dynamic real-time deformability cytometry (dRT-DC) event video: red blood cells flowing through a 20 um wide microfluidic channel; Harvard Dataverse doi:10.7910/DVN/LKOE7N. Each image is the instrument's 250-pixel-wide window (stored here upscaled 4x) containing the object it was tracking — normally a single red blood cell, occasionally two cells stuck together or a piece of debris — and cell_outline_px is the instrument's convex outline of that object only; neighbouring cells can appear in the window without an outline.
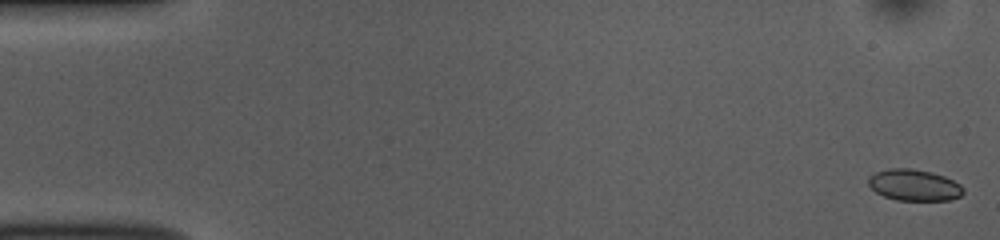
{"species": "common noctule bat (a hibernating species)", "species_latin": "Nyctalus noctula", "temperature_condition": "room temperature", "stored_images_in_passage": 52, "camera_frame_rate_fps": 3000, "um_per_image_px": 0.085, "animal": {"sex": "female", "body_mass_g": 10.0, "forearm_length_mm": 53.1}, "frame": {"image": 1, "passage_image": 1, "time_ms": 0.0, "image_size_px": [1000, 240], "cell_outline_px": [[964, 192], [960, 196], [952, 200], [896, 200], [884, 196], [876, 192], [868, 184], [868, 176], [876, 172], [888, 168], [912, 168], [932, 172], [944, 176], [960, 184], [964, 188]], "centroid_in_image_um": [77.7, 15.72], "position_along_channel_um": 7.3, "area_um2": 17.46}}
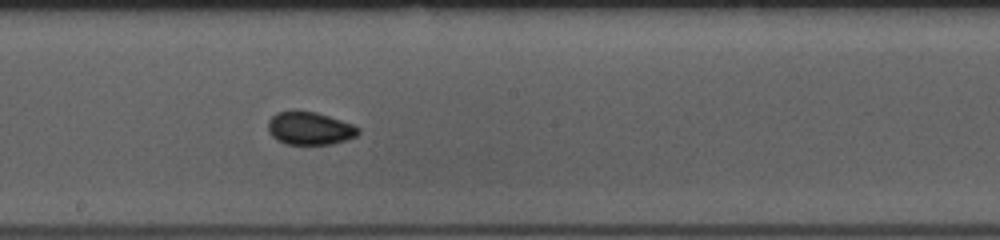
{"frame": {"image": 2, "passage_image": 29, "time_ms": 9.333, "image_size_px": [1000, 240], "cell_outline_px": [[360, 132], [356, 136], [348, 140], [332, 144], [284, 144], [272, 136], [268, 132], [268, 120], [276, 112], [316, 112], [352, 124], [360, 128]], "centroid_in_image_um": [26.34, 10.93], "position_along_channel_um": 221.9, "area_um2": 17.17}}
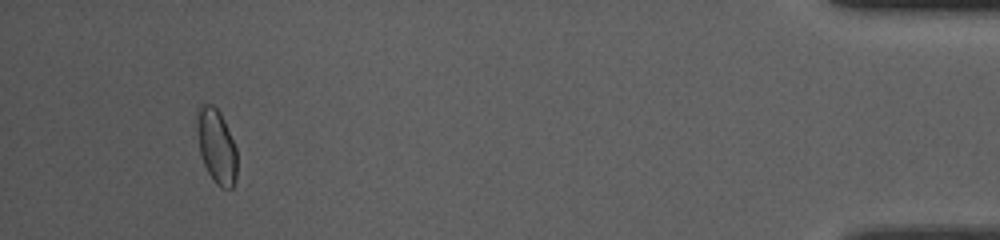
{"frame": {"image": 3, "passage_image": 50, "time_ms": 16.333, "image_size_px": [1000, 240], "cell_outline_px": [[236, 180], [232, 188], [220, 188], [212, 180], [204, 164], [200, 152], [196, 120], [196, 108], [200, 104], [212, 104], [220, 112], [224, 120], [236, 148]], "centroid_in_image_um": [18.39, 12.41], "position_along_channel_um": 416.8, "area_um2": 17.4}, "authors_computed_cell_mechanics": {"area_um2": 17.1666, "velocity_mm_per_s": 3.7723, "shape_relaxation_time_tau1_ms": 2.3034, "shape_relaxation_time_tau2_ms": null, "deformation_change_tau1": 0.0564, "deformation_change_tau2": null}}